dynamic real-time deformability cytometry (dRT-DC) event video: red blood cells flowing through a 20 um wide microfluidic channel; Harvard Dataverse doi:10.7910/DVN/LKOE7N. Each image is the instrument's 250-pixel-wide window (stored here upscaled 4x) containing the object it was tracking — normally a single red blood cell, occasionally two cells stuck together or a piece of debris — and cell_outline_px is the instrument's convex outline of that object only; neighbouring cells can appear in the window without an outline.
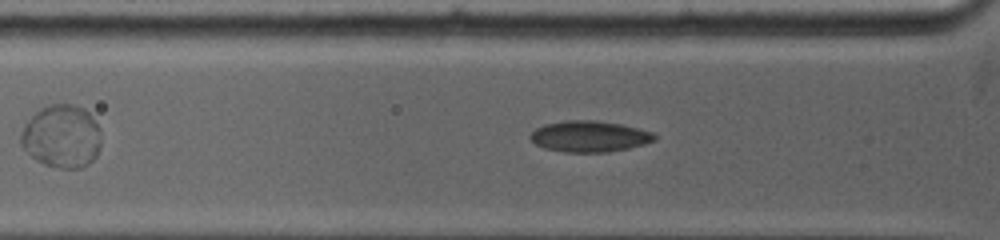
{"species": "common noctule bat (a hibernating species)", "species_latin": "Nyctalus noctula", "temperature_condition": "warm", "stored_images_in_passage": 7, "camera_frame_rate_fps": 5000, "um_per_image_px": 0.085, "animal": {"sex": "female", "body_mass_g": 19.0, "forearm_length_mm": 53.3}, "frame": {"image": 1, "passage_image": 5, "time_ms": 1.4, "image_size_px": [1000, 240], "cell_outline_px": [[656, 140], [644, 144], [628, 148], [608, 152], [564, 152], [544, 148], [536, 144], [528, 136], [536, 128], [544, 124], [564, 120], [596, 120], [620, 124], [652, 132], [656, 136]], "centroid_in_image_um": [50.08, 11.59], "position_along_channel_um": 75.7, "area_um2": 22.48}}